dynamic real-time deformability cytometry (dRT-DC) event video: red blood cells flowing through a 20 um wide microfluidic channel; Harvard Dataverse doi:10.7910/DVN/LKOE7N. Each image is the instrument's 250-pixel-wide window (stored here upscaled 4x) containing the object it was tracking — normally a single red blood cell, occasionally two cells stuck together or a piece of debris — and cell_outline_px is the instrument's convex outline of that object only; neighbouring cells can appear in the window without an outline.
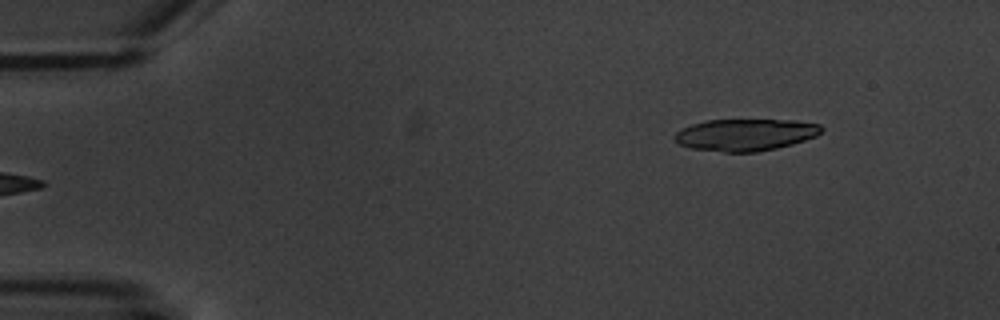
{"species": "common noctule bat (a hibernating species)", "species_latin": "Nyctalus noctula", "temperature_condition": "warm", "stored_images_in_passage": 4, "segment_of_instrument_passage": [2, 2], "camera_frame_rate_fps": 3000, "um_per_image_px": 0.085, "animal": {"sex": "male", "body_mass_g": 20.1, "forearm_length_mm": 53.5}, "frame": {"image": 1, "passage_image": 4, "time_ms": 4.667, "image_size_px": [1000, 320], "cell_outline_px": [[824, 128], [816, 136], [792, 144], [776, 148], [756, 152], [724, 152], [688, 148], [680, 144], [672, 136], [676, 132], [692, 124], [708, 120], [796, 120], [820, 124]], "centroid_in_image_um": [63.36, 11.45], "position_along_channel_um": 21.6, "area_um2": 27.28}}